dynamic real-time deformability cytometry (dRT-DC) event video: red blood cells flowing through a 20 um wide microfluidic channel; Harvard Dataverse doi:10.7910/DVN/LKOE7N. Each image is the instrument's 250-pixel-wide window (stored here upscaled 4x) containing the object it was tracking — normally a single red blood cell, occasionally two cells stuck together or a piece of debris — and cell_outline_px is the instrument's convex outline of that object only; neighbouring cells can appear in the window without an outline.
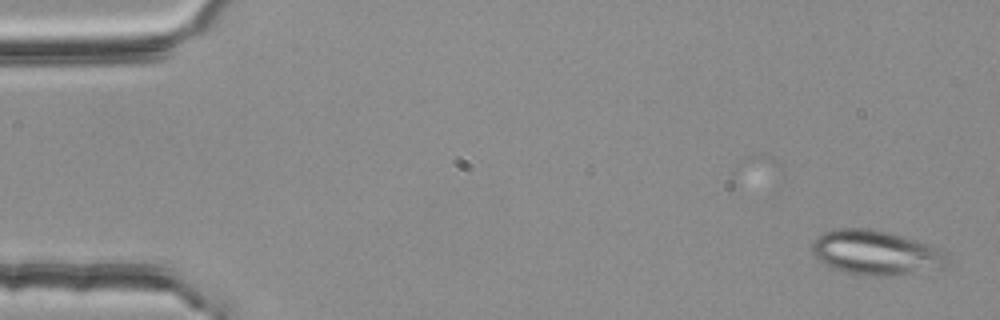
{"species": "common noctule bat (a hibernating species)", "species_latin": "Nyctalus noctula", "temperature_condition": "room temperature", "stored_images_in_passage": 3, "camera_frame_rate_fps": 3000, "um_per_image_px": 0.085, "animal": {"sex": "female", "body_mass_g": 25.1}, "frame": {"image": 1, "passage_image": 1, "time_ms": 0.0, "image_size_px": [1000, 320], "cell_outline_px": [[944, 264], [940, 268], [884, 276], [868, 276], [848, 272], [832, 268], [820, 260], [816, 256], [812, 248], [812, 244], [824, 232], [840, 228], [872, 228], [888, 232], [936, 248], [944, 256]], "centroid_in_image_um": [74.35, 21.47], "position_along_channel_um": 10.7, "area_um2": 33.76}}